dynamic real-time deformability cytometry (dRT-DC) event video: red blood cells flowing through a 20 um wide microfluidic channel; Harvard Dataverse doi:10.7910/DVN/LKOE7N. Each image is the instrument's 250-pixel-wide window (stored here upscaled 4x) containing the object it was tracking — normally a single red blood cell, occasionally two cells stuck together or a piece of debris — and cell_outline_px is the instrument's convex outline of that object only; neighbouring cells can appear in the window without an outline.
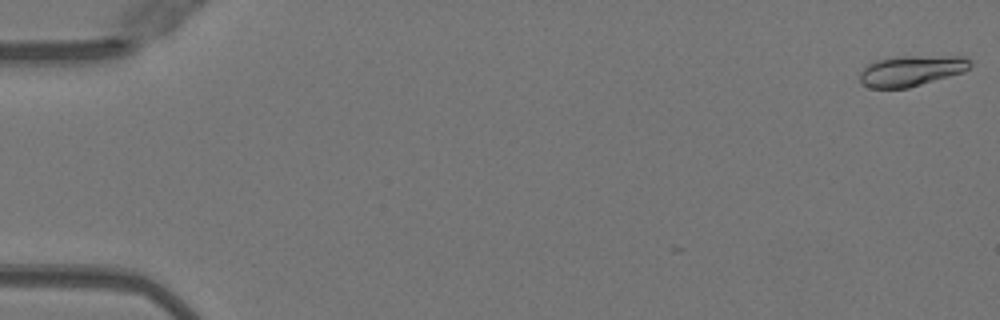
{"species": "Egyptian fruit bat (a non-hibernating species)", "species_latin": "Rousettus aegyptiacus", "temperature_condition": "warm", "stored_images_in_passage": 9, "camera_frame_rate_fps": 3000, "um_per_image_px": 0.085, "animal": {"sex": "female"}, "frame": {"image": 1, "passage_image": 1, "time_ms": 0.0, "image_size_px": [1000, 320], "cell_outline_px": [[972, 64], [964, 72], [908, 88], [872, 88], [860, 84], [860, 72], [868, 64], [876, 60], [892, 56], [964, 56], [972, 60]], "centroid_in_image_um": [77.46, 6.0], "position_along_channel_um": 7.5, "area_um2": 19.94}}